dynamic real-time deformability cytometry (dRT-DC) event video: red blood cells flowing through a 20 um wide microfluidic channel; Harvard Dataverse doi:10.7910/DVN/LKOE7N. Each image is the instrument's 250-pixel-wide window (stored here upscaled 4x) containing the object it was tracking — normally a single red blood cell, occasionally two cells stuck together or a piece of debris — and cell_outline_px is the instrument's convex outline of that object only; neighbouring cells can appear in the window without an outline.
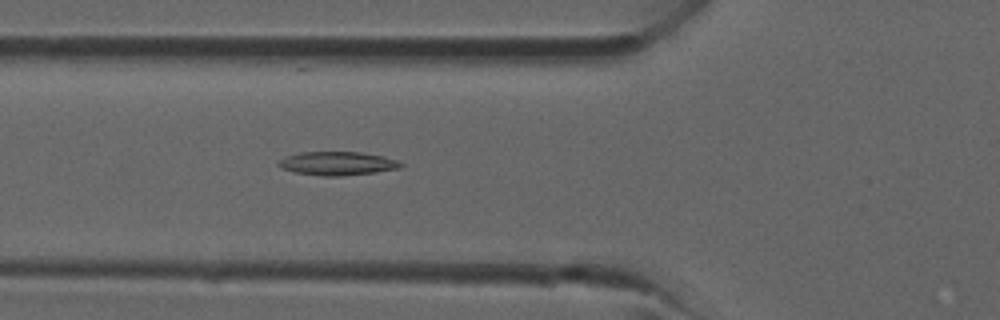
{"species": "common noctule bat (a hibernating species)", "species_latin": "Nyctalus noctula", "temperature_condition": "room temperature", "stored_images_in_passage": 35, "camera_frame_rate_fps": 3000, "um_per_image_px": 0.085, "animal": {"sex": "male", "forearm_length_mm": 52.5}, "frame": {"image": 1, "passage_image": 13, "time_ms": 4.0, "image_size_px": [1000, 320], "cell_outline_px": [[404, 164], [400, 168], [376, 172], [340, 176], [324, 176], [296, 172], [280, 168], [276, 164], [284, 156], [300, 152], [360, 152], [380, 156], [396, 160]], "centroid_in_image_um": [28.64, 13.89], "position_along_channel_um": 97.2, "area_um2": 16.7}}
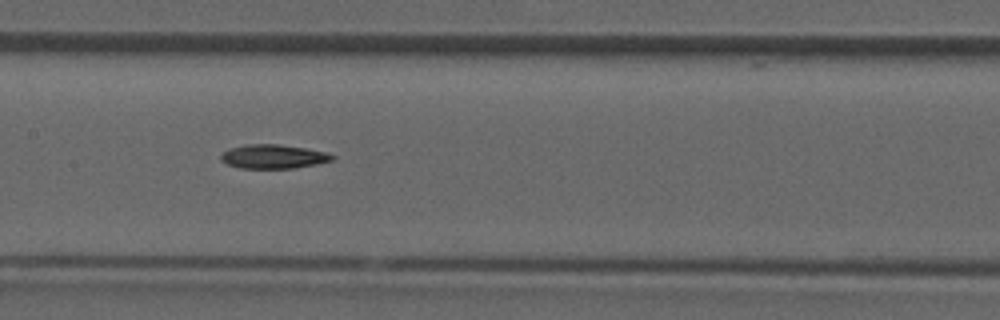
{"frame": {"image": 2, "passage_image": 18, "time_ms": 5.667, "image_size_px": [1000, 320], "cell_outline_px": [[336, 156], [332, 160], [316, 164], [296, 168], [240, 168], [228, 164], [220, 160], [220, 156], [224, 152], [232, 148], [248, 144], [276, 144], [304, 148], [324, 152]], "centroid_in_image_um": [23.23, 13.31], "position_along_channel_um": 184.2, "area_um2": 15.32}}
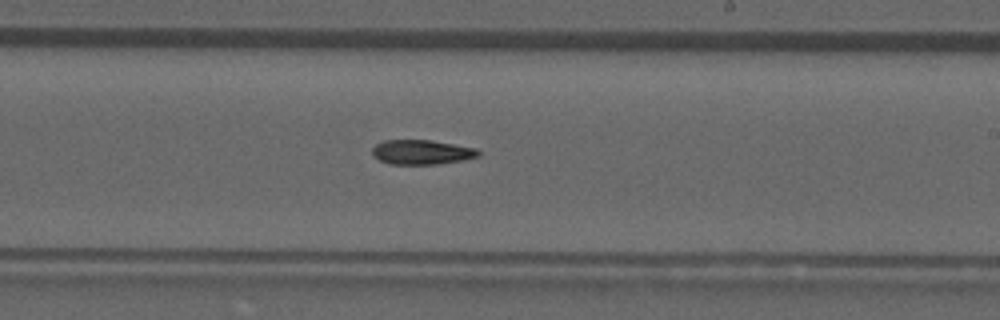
{"frame": {"image": 3, "passage_image": 22, "time_ms": 7.0, "image_size_px": [1000, 320], "cell_outline_px": [[480, 156], [464, 160], [436, 164], [388, 164], [380, 160], [372, 152], [372, 148], [376, 144], [384, 140], [432, 140], [476, 148], [480, 152]], "centroid_in_image_um": [35.87, 12.93], "position_along_channel_um": 253.1, "area_um2": 15.2}}